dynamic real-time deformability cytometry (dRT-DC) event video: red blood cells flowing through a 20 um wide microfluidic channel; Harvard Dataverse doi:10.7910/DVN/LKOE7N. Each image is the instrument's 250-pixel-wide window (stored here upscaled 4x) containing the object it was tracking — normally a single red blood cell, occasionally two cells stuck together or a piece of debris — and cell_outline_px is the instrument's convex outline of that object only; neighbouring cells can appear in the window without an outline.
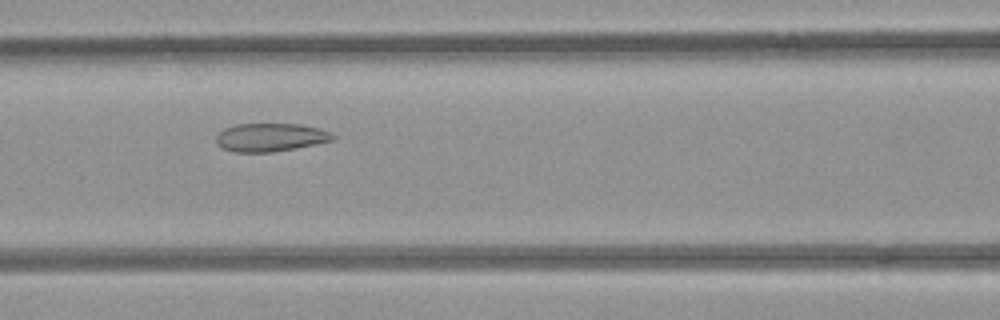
{"species": "common noctule bat (a hibernating species)", "species_latin": "Nyctalus noctula", "temperature_condition": "room temperature", "stored_images_in_passage": 36, "camera_frame_rate_fps": 3000, "um_per_image_px": 0.085, "animal": {"sex": "female", "body_mass_g": 21.9}, "frame": {"image": 1, "passage_image": 6, "time_ms": 1.667, "image_size_px": [1000, 320], "cell_outline_px": [[336, 136], [332, 140], [272, 152], [232, 152], [220, 148], [216, 144], [216, 136], [224, 128], [236, 124], [300, 124], [320, 128]], "centroid_in_image_um": [22.91, 11.67], "position_along_channel_um": 143.7, "area_um2": 19.07}}
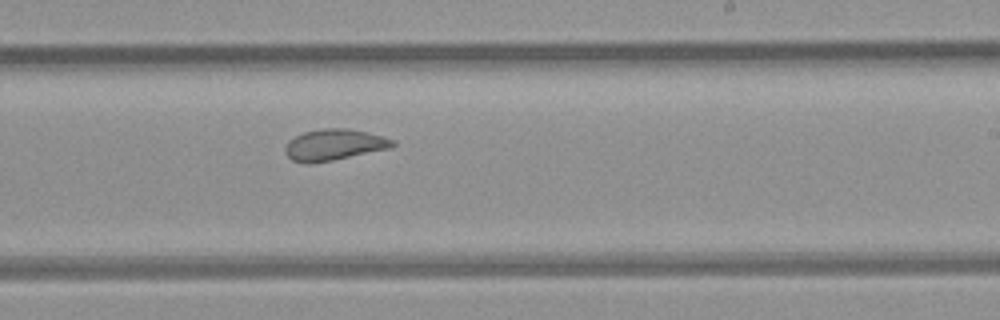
{"frame": {"image": 2, "passage_image": 15, "time_ms": 4.667, "image_size_px": [1000, 320], "cell_outline_px": [[396, 144], [392, 148], [312, 164], [304, 164], [292, 160], [284, 152], [284, 148], [288, 140], [304, 132], [324, 128], [348, 128], [368, 132], [384, 136], [396, 140]], "centroid_in_image_um": [28.41, 12.31], "position_along_channel_um": 260.6, "area_um2": 19.83}}
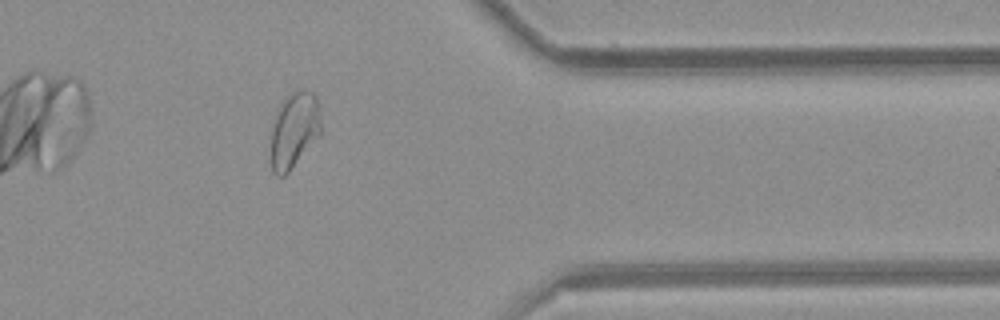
{"frame": {"image": 3, "passage_image": 26, "time_ms": 8.333, "image_size_px": [1000, 320], "cell_outline_px": [[320, 132], [288, 172], [284, 176], [276, 176], [272, 172], [272, 128], [276, 112], [280, 104], [292, 92], [304, 88], [312, 92], [316, 96], [320, 104]], "centroid_in_image_um": [25.01, 11.0], "position_along_channel_um": 386.4, "area_um2": 21.68}}